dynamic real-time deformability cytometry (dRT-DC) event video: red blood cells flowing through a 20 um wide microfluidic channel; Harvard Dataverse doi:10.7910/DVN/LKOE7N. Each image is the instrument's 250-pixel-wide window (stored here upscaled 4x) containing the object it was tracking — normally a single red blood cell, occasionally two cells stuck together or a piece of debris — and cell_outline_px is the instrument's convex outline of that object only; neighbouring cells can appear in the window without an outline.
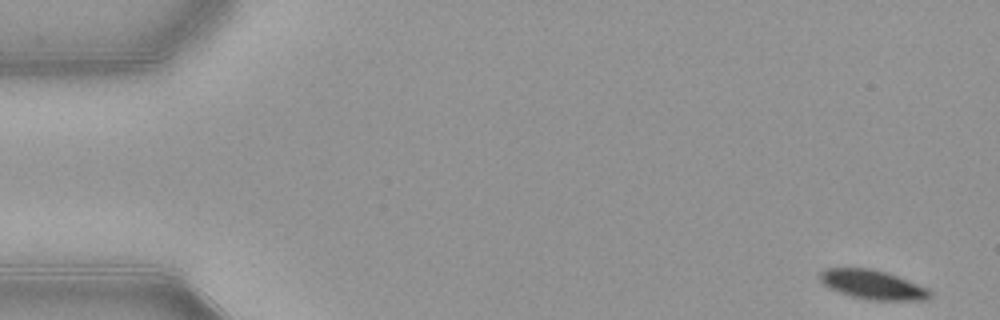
{"species": "common noctule bat (a hibernating species)", "species_latin": "Nyctalus noctula", "temperature_condition": "warm", "stored_images_in_passage": 52, "camera_frame_rate_fps": 3000, "um_per_image_px": 0.085, "animal": {"sex": "female", "body_mass_g": 21.9}, "frame": {"image": 1, "passage_image": 1, "time_ms": 0.0, "image_size_px": [1000, 320], "cell_outline_px": [[932, 296], [924, 300], [868, 300], [852, 296], [828, 288], [816, 276], [824, 268], [872, 268], [896, 276], [928, 288], [932, 292]], "centroid_in_image_um": [74.14, 24.19], "position_along_channel_um": 10.9, "area_um2": 18.73}}
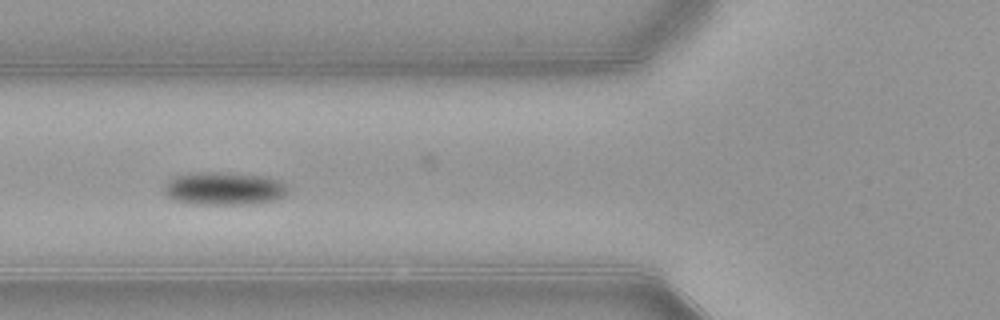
{"frame": {"image": 2, "passage_image": 19, "time_ms": 6.0, "image_size_px": [1000, 320], "cell_outline_px": [[288, 192], [284, 196], [276, 200], [252, 204], [192, 204], [172, 200], [164, 192], [164, 184], [172, 176], [204, 172], [224, 172], [268, 176], [280, 180], [288, 188]], "centroid_in_image_um": [19.05, 16.02], "position_along_channel_um": 106.8, "area_um2": 24.16}}
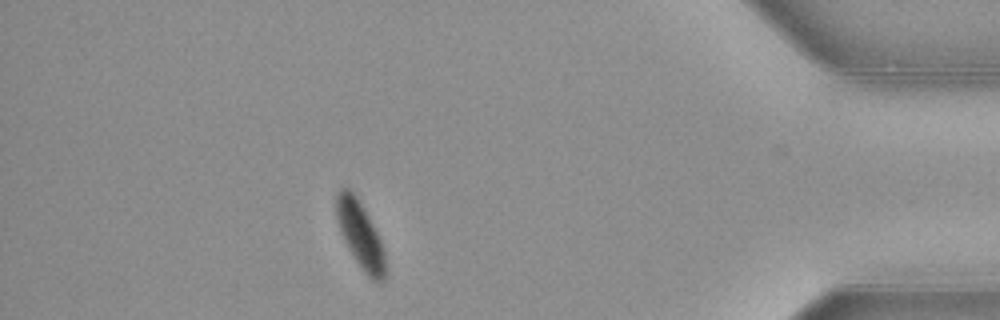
{"frame": {"image": 3, "passage_image": 46, "time_ms": 15.0, "image_size_px": [1000, 320], "cell_outline_px": [[388, 268], [384, 280], [380, 284], [372, 280], [364, 272], [348, 248], [340, 232], [336, 220], [336, 192], [340, 188], [348, 188], [356, 196], [368, 216], [380, 240], [384, 252]], "centroid_in_image_um": [30.63, 20.01], "position_along_channel_um": 404.6, "area_um2": 19.07}, "authors_computed_cell_mechanics": {"area_um2": 21.7617, "velocity_mm_per_s": 3.8582, "shape_relaxation_time_tau1_ms": 1.8805, "shape_relaxation_time_tau2_ms": null, "deformation_change_tau1": 0.1082, "deformation_change_tau2": null}}